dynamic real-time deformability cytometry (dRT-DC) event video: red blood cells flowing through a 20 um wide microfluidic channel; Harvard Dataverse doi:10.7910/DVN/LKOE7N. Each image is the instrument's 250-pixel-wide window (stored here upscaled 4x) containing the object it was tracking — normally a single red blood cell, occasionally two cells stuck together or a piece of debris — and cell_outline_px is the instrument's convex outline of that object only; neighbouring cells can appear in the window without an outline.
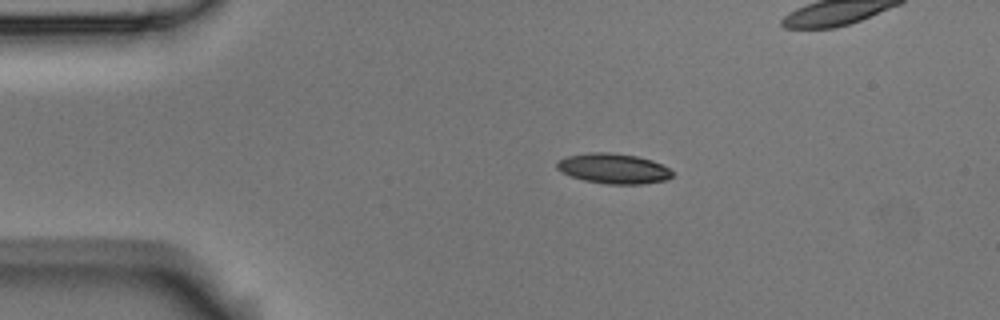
{"species": "Egyptian fruit bat (a non-hibernating species)", "species_latin": "Rousettus aegyptiacus", "temperature_condition": "room temperature", "stored_images_in_passage": 47, "camera_frame_rate_fps": 3000, "um_per_image_px": 0.085, "animal": {"sex": "male"}, "frame": {"image": 1, "passage_image": 1, "time_ms": 0.0, "image_size_px": [1000, 320], "cell_outline_px": [[672, 176], [668, 180], [644, 184], [608, 184], [584, 180], [560, 172], [556, 168], [556, 160], [568, 156], [588, 152], [612, 152], [636, 156], [652, 160], [668, 168], [672, 172]], "centroid_in_image_um": [52.12, 14.32], "position_along_channel_um": 32.9, "area_um2": 20.4}}
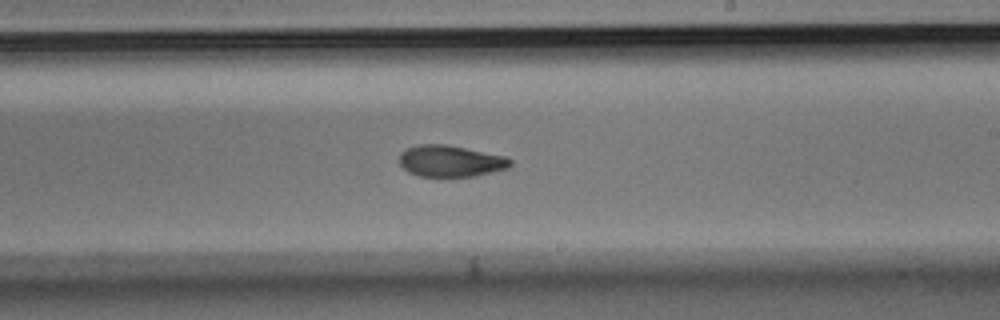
{"frame": {"image": 2, "passage_image": 23, "time_ms": 7.333, "image_size_px": [1000, 320], "cell_outline_px": [[512, 164], [508, 168], [476, 176], [420, 176], [408, 172], [400, 164], [400, 152], [408, 148], [420, 144], [444, 144], [504, 156], [512, 160]], "centroid_in_image_um": [38.29, 13.69], "position_along_channel_um": 250.7, "area_um2": 20.11}}
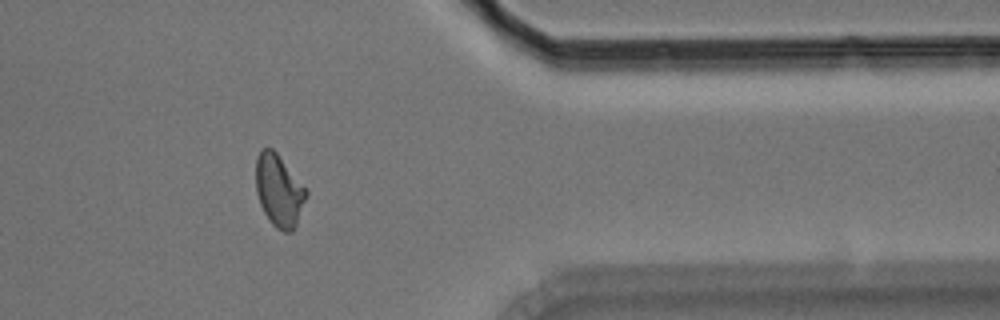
{"frame": {"image": 3, "passage_image": 36, "time_ms": 11.667, "image_size_px": [1000, 320], "cell_outline_px": [[308, 196], [296, 224], [292, 232], [284, 232], [276, 228], [268, 220], [260, 204], [256, 192], [256, 156], [260, 148], [272, 148], [276, 152], [308, 192]], "centroid_in_image_um": [23.69, 16.21], "position_along_channel_um": 387.7, "area_um2": 21.1}, "authors_computed_cell_mechanics": {"area_um2": 20.6924, "velocity_mm_per_s": 3.5498, "shape_relaxation_time_tau1_ms": 6.0835, "shape_relaxation_time_tau2_ms": 4.8437, "deformation_change_tau1": 0.1677, "deformation_change_tau2": 0.0909}}